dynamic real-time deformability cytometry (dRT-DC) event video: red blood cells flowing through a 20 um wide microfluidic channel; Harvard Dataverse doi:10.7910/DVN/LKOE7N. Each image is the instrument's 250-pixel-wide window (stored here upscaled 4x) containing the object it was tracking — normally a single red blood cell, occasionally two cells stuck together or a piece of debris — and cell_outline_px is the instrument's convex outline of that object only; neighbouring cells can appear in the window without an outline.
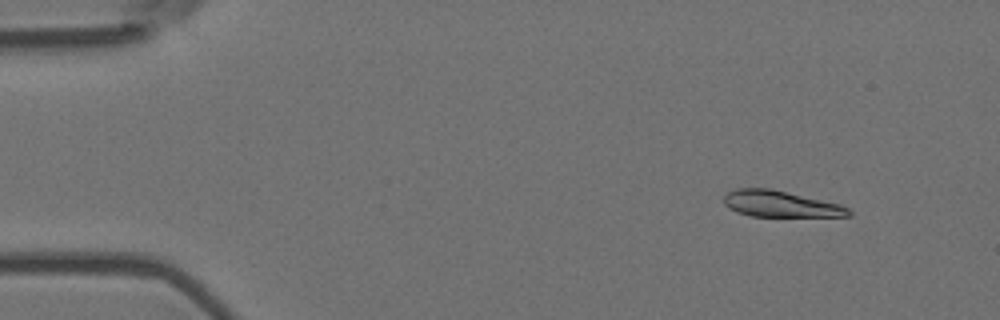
{"species": "Egyptian fruit bat (a non-hibernating species)", "species_latin": "Rousettus aegyptiacus", "temperature_condition": "room temperature", "stored_images_in_passage": 5, "camera_frame_rate_fps": 3000, "um_per_image_px": 0.085, "animal": {"sex": "female"}, "frame": {"image": 1, "passage_image": 1, "time_ms": 0.0, "image_size_px": [1000, 320], "cell_outline_px": [[852, 216], [752, 216], [736, 212], [728, 208], [724, 204], [724, 196], [728, 192], [736, 188], [772, 188], [840, 204], [848, 208], [852, 212]], "centroid_in_image_um": [66.32, 17.33], "position_along_channel_um": 18.7, "area_um2": 19.13}}
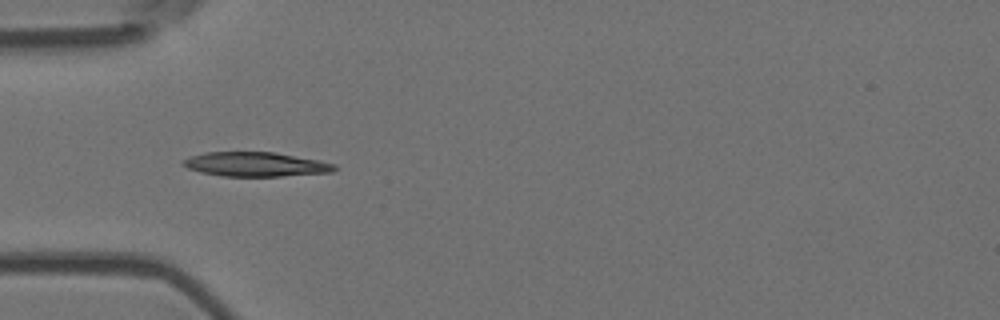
{"frame": {"image": 2, "passage_image": 4, "time_ms": 1.0, "image_size_px": [1000, 320], "cell_outline_px": [[336, 168], [332, 172], [280, 176], [220, 176], [200, 172], [188, 168], [180, 164], [180, 160], [204, 152], [276, 152], [320, 160], [336, 164]], "centroid_in_image_um": [21.7, 13.96], "position_along_channel_um": 63.3, "area_um2": 21.62}}
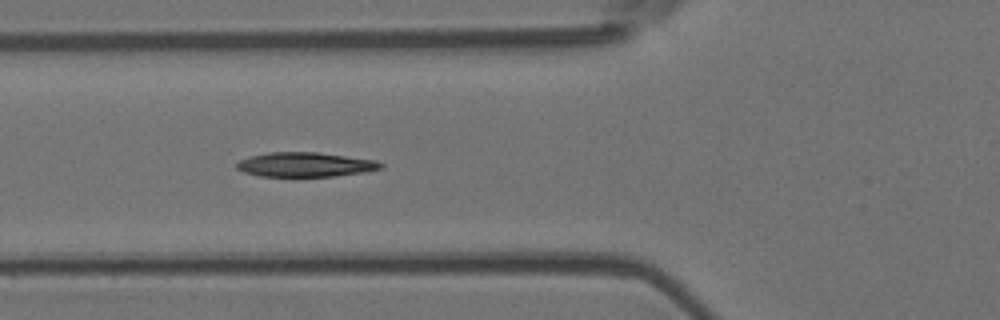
{"frame": {"image": 3, "passage_image": 5, "time_ms": 1.333, "image_size_px": [1000, 320], "cell_outline_px": [[384, 168], [364, 172], [332, 176], [260, 176], [244, 172], [236, 168], [236, 164], [240, 160], [252, 156], [268, 152], [316, 152], [376, 160], [384, 164]], "centroid_in_image_um": [25.97, 13.99], "position_along_channel_um": 99.8, "area_um2": 20.4}}